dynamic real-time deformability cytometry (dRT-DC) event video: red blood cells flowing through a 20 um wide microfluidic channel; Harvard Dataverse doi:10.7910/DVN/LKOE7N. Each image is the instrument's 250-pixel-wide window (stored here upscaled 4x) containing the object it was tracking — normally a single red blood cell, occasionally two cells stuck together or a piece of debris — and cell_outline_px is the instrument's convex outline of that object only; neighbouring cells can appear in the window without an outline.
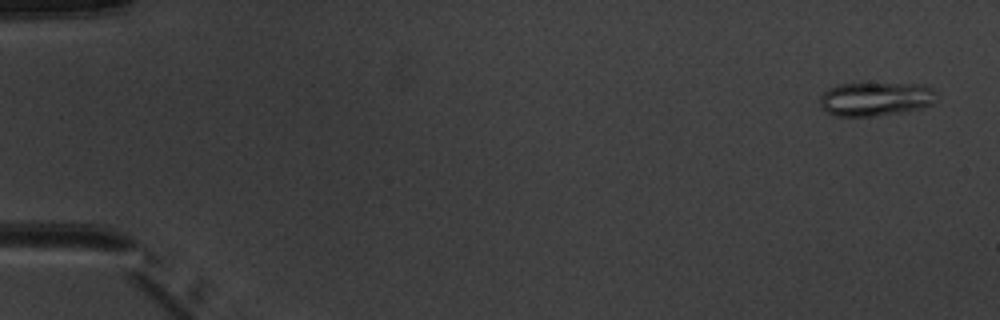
{"species": "common noctule bat (a hibernating species)", "species_latin": "Nyctalus noctula", "temperature_condition": "warm", "stored_images_in_passage": 5, "camera_frame_rate_fps": 3000, "um_per_image_px": 0.085, "animal": {"sex": "male", "body_mass_g": 20.1, "forearm_length_mm": 53.5}, "frame": {"image": 1, "passage_image": 1, "time_ms": 0.0, "image_size_px": [1000, 320], "cell_outline_px": [[936, 104], [904, 112], [876, 116], [836, 116], [828, 112], [820, 104], [820, 96], [828, 88], [840, 84], [924, 84], [932, 88], [936, 92]], "centroid_in_image_um": [74.48, 8.42], "position_along_channel_um": 10.5, "area_um2": 23.06}}
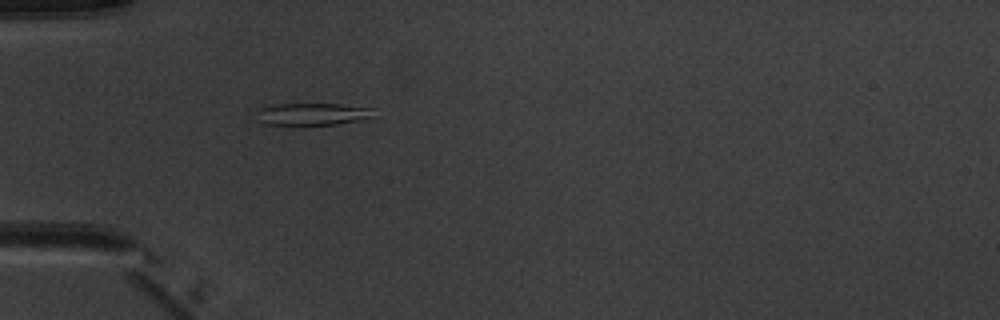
{"frame": {"image": 2, "passage_image": 5, "time_ms": 4.667, "image_size_px": [1000, 320], "cell_outline_px": [[376, 116], [336, 124], [268, 124], [260, 120], [252, 112], [260, 108], [272, 104], [336, 104], [372, 108]], "centroid_in_image_um": [26.51, 9.68], "position_along_channel_um": 58.5, "area_um2": 14.91}}